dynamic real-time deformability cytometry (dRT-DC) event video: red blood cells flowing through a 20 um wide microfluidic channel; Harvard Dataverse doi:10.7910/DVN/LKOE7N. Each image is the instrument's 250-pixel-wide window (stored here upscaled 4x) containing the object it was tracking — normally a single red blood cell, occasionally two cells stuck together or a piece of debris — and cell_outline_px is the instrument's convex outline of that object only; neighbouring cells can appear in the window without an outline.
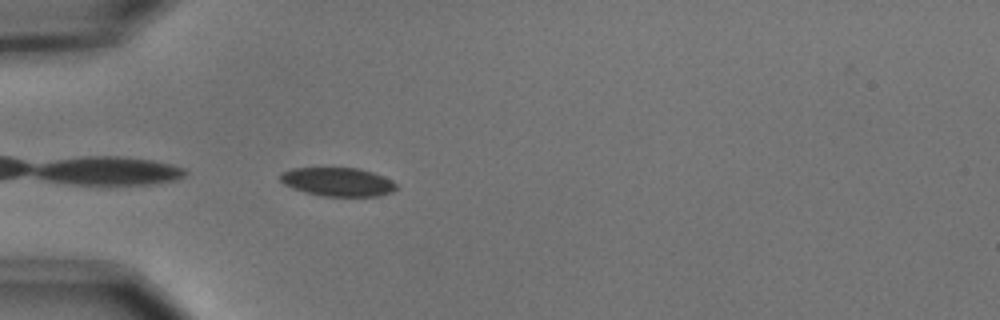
{"species": "common noctule bat (a hibernating species)", "species_latin": "Nyctalus noctula", "temperature_condition": "cold", "stored_images_in_passage": 13, "camera_frame_rate_fps": 3000, "um_per_image_px": 0.085, "animal": {"sex": "male", "body_mass_g": 15.6}, "frame": {"image": 1, "passage_image": 1, "time_ms": 0.0, "image_size_px": [1000, 320], "cell_outline_px": [[396, 188], [392, 192], [380, 196], [324, 196], [304, 192], [292, 188], [284, 184], [280, 180], [280, 172], [292, 168], [356, 168], [372, 172], [392, 180], [396, 184]], "centroid_in_image_um": [28.68, 15.46], "position_along_channel_um": 56.3, "area_um2": 19.36}}
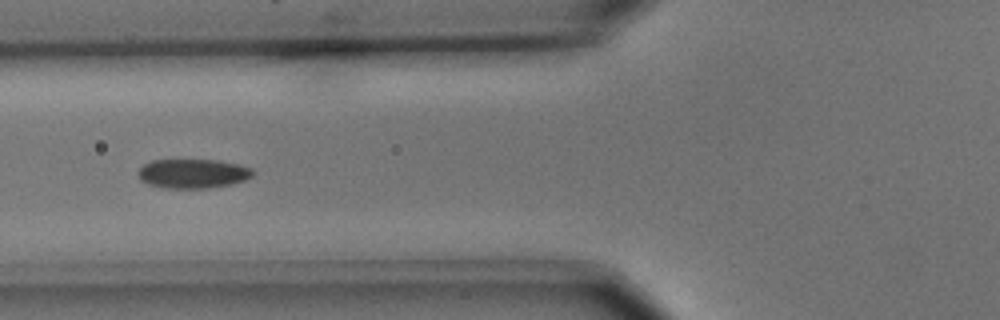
{"frame": {"image": 2, "passage_image": 6, "time_ms": 1.667, "image_size_px": [1000, 320], "cell_outline_px": [[256, 172], [252, 176], [244, 180], [232, 184], [208, 188], [164, 188], [148, 184], [140, 180], [136, 172], [144, 164], [152, 160], [220, 160], [240, 164], [252, 168]], "centroid_in_image_um": [16.41, 14.75], "position_along_channel_um": 109.4, "area_um2": 19.83}}